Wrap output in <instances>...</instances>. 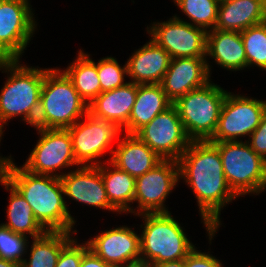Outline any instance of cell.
I'll list each match as a JSON object with an SVG mask.
<instances>
[{
    "label": "cell",
    "mask_w": 266,
    "mask_h": 267,
    "mask_svg": "<svg viewBox=\"0 0 266 267\" xmlns=\"http://www.w3.org/2000/svg\"><path fill=\"white\" fill-rule=\"evenodd\" d=\"M178 164L179 178H183L196 195L211 241L221 225V209L237 197L225 179L219 150L209 141H191Z\"/></svg>",
    "instance_id": "1"
},
{
    "label": "cell",
    "mask_w": 266,
    "mask_h": 267,
    "mask_svg": "<svg viewBox=\"0 0 266 267\" xmlns=\"http://www.w3.org/2000/svg\"><path fill=\"white\" fill-rule=\"evenodd\" d=\"M5 179L8 180L31 206L36 220L46 231H71L75 220L68 210L64 188L59 177L35 174L23 166L17 167L9 157Z\"/></svg>",
    "instance_id": "2"
},
{
    "label": "cell",
    "mask_w": 266,
    "mask_h": 267,
    "mask_svg": "<svg viewBox=\"0 0 266 267\" xmlns=\"http://www.w3.org/2000/svg\"><path fill=\"white\" fill-rule=\"evenodd\" d=\"M19 62L18 59L0 60V70L10 72L0 93L1 134H3V124H7L9 119L18 115L32 126L36 122L44 69L28 67Z\"/></svg>",
    "instance_id": "3"
},
{
    "label": "cell",
    "mask_w": 266,
    "mask_h": 267,
    "mask_svg": "<svg viewBox=\"0 0 266 267\" xmlns=\"http://www.w3.org/2000/svg\"><path fill=\"white\" fill-rule=\"evenodd\" d=\"M88 112L72 81L60 69H44L39 110L34 127L68 129Z\"/></svg>",
    "instance_id": "4"
},
{
    "label": "cell",
    "mask_w": 266,
    "mask_h": 267,
    "mask_svg": "<svg viewBox=\"0 0 266 267\" xmlns=\"http://www.w3.org/2000/svg\"><path fill=\"white\" fill-rule=\"evenodd\" d=\"M140 235L141 263L153 267L156 263L185 259L195 248L181 225L171 213H144Z\"/></svg>",
    "instance_id": "5"
},
{
    "label": "cell",
    "mask_w": 266,
    "mask_h": 267,
    "mask_svg": "<svg viewBox=\"0 0 266 267\" xmlns=\"http://www.w3.org/2000/svg\"><path fill=\"white\" fill-rule=\"evenodd\" d=\"M227 91L208 82L178 98L173 105L191 141H209L218 124Z\"/></svg>",
    "instance_id": "6"
},
{
    "label": "cell",
    "mask_w": 266,
    "mask_h": 267,
    "mask_svg": "<svg viewBox=\"0 0 266 267\" xmlns=\"http://www.w3.org/2000/svg\"><path fill=\"white\" fill-rule=\"evenodd\" d=\"M219 150L228 186L238 197L266 190V160L248 141L213 143Z\"/></svg>",
    "instance_id": "7"
},
{
    "label": "cell",
    "mask_w": 266,
    "mask_h": 267,
    "mask_svg": "<svg viewBox=\"0 0 266 267\" xmlns=\"http://www.w3.org/2000/svg\"><path fill=\"white\" fill-rule=\"evenodd\" d=\"M80 120L68 128L76 161L83 166L100 165L102 163L97 159H101L107 150L111 152V160V144L119 140L122 129L115 122L96 118L89 112Z\"/></svg>",
    "instance_id": "8"
},
{
    "label": "cell",
    "mask_w": 266,
    "mask_h": 267,
    "mask_svg": "<svg viewBox=\"0 0 266 267\" xmlns=\"http://www.w3.org/2000/svg\"><path fill=\"white\" fill-rule=\"evenodd\" d=\"M266 111V101L227 92L211 143L235 142L250 136Z\"/></svg>",
    "instance_id": "9"
},
{
    "label": "cell",
    "mask_w": 266,
    "mask_h": 267,
    "mask_svg": "<svg viewBox=\"0 0 266 267\" xmlns=\"http://www.w3.org/2000/svg\"><path fill=\"white\" fill-rule=\"evenodd\" d=\"M135 135L162 160L178 161L191 142L173 104L140 128Z\"/></svg>",
    "instance_id": "10"
},
{
    "label": "cell",
    "mask_w": 266,
    "mask_h": 267,
    "mask_svg": "<svg viewBox=\"0 0 266 267\" xmlns=\"http://www.w3.org/2000/svg\"><path fill=\"white\" fill-rule=\"evenodd\" d=\"M28 1L5 0L0 7V60H19L35 32Z\"/></svg>",
    "instance_id": "11"
},
{
    "label": "cell",
    "mask_w": 266,
    "mask_h": 267,
    "mask_svg": "<svg viewBox=\"0 0 266 267\" xmlns=\"http://www.w3.org/2000/svg\"><path fill=\"white\" fill-rule=\"evenodd\" d=\"M36 130L41 138L23 165L26 170L60 178L62 174H56L57 169L80 165L75 159L68 129L36 128Z\"/></svg>",
    "instance_id": "12"
},
{
    "label": "cell",
    "mask_w": 266,
    "mask_h": 267,
    "mask_svg": "<svg viewBox=\"0 0 266 267\" xmlns=\"http://www.w3.org/2000/svg\"><path fill=\"white\" fill-rule=\"evenodd\" d=\"M179 18L175 15L166 22L153 23L150 29L147 27L151 39L164 48L171 59L206 57L207 31Z\"/></svg>",
    "instance_id": "13"
},
{
    "label": "cell",
    "mask_w": 266,
    "mask_h": 267,
    "mask_svg": "<svg viewBox=\"0 0 266 267\" xmlns=\"http://www.w3.org/2000/svg\"><path fill=\"white\" fill-rule=\"evenodd\" d=\"M179 179L176 160H162L153 169L137 177L134 202H138V210L134 214L169 213L164 203Z\"/></svg>",
    "instance_id": "14"
},
{
    "label": "cell",
    "mask_w": 266,
    "mask_h": 267,
    "mask_svg": "<svg viewBox=\"0 0 266 267\" xmlns=\"http://www.w3.org/2000/svg\"><path fill=\"white\" fill-rule=\"evenodd\" d=\"M87 242L89 249L111 267L141 262L140 235L128 226L113 228Z\"/></svg>",
    "instance_id": "15"
},
{
    "label": "cell",
    "mask_w": 266,
    "mask_h": 267,
    "mask_svg": "<svg viewBox=\"0 0 266 267\" xmlns=\"http://www.w3.org/2000/svg\"><path fill=\"white\" fill-rule=\"evenodd\" d=\"M206 57H183L170 60L160 83L167 98L174 103L188 92L205 86L211 80Z\"/></svg>",
    "instance_id": "16"
},
{
    "label": "cell",
    "mask_w": 266,
    "mask_h": 267,
    "mask_svg": "<svg viewBox=\"0 0 266 267\" xmlns=\"http://www.w3.org/2000/svg\"><path fill=\"white\" fill-rule=\"evenodd\" d=\"M60 179L64 188V196L82 202V204L117 211L108 200L100 165L78 166V169L74 171L63 173Z\"/></svg>",
    "instance_id": "17"
},
{
    "label": "cell",
    "mask_w": 266,
    "mask_h": 267,
    "mask_svg": "<svg viewBox=\"0 0 266 267\" xmlns=\"http://www.w3.org/2000/svg\"><path fill=\"white\" fill-rule=\"evenodd\" d=\"M170 60L169 53L150 39L128 59L127 76L136 84H160Z\"/></svg>",
    "instance_id": "18"
},
{
    "label": "cell",
    "mask_w": 266,
    "mask_h": 267,
    "mask_svg": "<svg viewBox=\"0 0 266 267\" xmlns=\"http://www.w3.org/2000/svg\"><path fill=\"white\" fill-rule=\"evenodd\" d=\"M135 178L158 165L162 159L135 134H124L119 139L108 162Z\"/></svg>",
    "instance_id": "19"
},
{
    "label": "cell",
    "mask_w": 266,
    "mask_h": 267,
    "mask_svg": "<svg viewBox=\"0 0 266 267\" xmlns=\"http://www.w3.org/2000/svg\"><path fill=\"white\" fill-rule=\"evenodd\" d=\"M137 84L125 85L100 93L89 105L88 112L94 117L115 122L121 129L128 123L136 101Z\"/></svg>",
    "instance_id": "20"
},
{
    "label": "cell",
    "mask_w": 266,
    "mask_h": 267,
    "mask_svg": "<svg viewBox=\"0 0 266 267\" xmlns=\"http://www.w3.org/2000/svg\"><path fill=\"white\" fill-rule=\"evenodd\" d=\"M266 21V0H227L219 3L214 29L242 32Z\"/></svg>",
    "instance_id": "21"
},
{
    "label": "cell",
    "mask_w": 266,
    "mask_h": 267,
    "mask_svg": "<svg viewBox=\"0 0 266 267\" xmlns=\"http://www.w3.org/2000/svg\"><path fill=\"white\" fill-rule=\"evenodd\" d=\"M210 56L222 68L238 71L247 67L241 33L212 29L207 31L206 57Z\"/></svg>",
    "instance_id": "22"
},
{
    "label": "cell",
    "mask_w": 266,
    "mask_h": 267,
    "mask_svg": "<svg viewBox=\"0 0 266 267\" xmlns=\"http://www.w3.org/2000/svg\"><path fill=\"white\" fill-rule=\"evenodd\" d=\"M172 104L161 84H137L136 101L132 107L129 121L122 131L135 134Z\"/></svg>",
    "instance_id": "23"
},
{
    "label": "cell",
    "mask_w": 266,
    "mask_h": 267,
    "mask_svg": "<svg viewBox=\"0 0 266 267\" xmlns=\"http://www.w3.org/2000/svg\"><path fill=\"white\" fill-rule=\"evenodd\" d=\"M105 164L106 162H103V165L100 164V172L110 204L118 213H134L135 209L131 208L130 203L134 202L136 178L117 168L110 161L108 164L112 168Z\"/></svg>",
    "instance_id": "24"
},
{
    "label": "cell",
    "mask_w": 266,
    "mask_h": 267,
    "mask_svg": "<svg viewBox=\"0 0 266 267\" xmlns=\"http://www.w3.org/2000/svg\"><path fill=\"white\" fill-rule=\"evenodd\" d=\"M1 185L6 187V190H10L9 206L7 207V218L9 222L3 223L4 227L10 229L14 233L24 235L31 238L42 236L46 230L36 220L31 206L20 194V192L4 179ZM28 233V234H26Z\"/></svg>",
    "instance_id": "25"
},
{
    "label": "cell",
    "mask_w": 266,
    "mask_h": 267,
    "mask_svg": "<svg viewBox=\"0 0 266 267\" xmlns=\"http://www.w3.org/2000/svg\"><path fill=\"white\" fill-rule=\"evenodd\" d=\"M89 56L80 49L77 59L63 71L88 105L101 93L97 63Z\"/></svg>",
    "instance_id": "26"
},
{
    "label": "cell",
    "mask_w": 266,
    "mask_h": 267,
    "mask_svg": "<svg viewBox=\"0 0 266 267\" xmlns=\"http://www.w3.org/2000/svg\"><path fill=\"white\" fill-rule=\"evenodd\" d=\"M70 232L46 231L33 238L30 258L24 259L21 267H55L61 249L72 239Z\"/></svg>",
    "instance_id": "27"
},
{
    "label": "cell",
    "mask_w": 266,
    "mask_h": 267,
    "mask_svg": "<svg viewBox=\"0 0 266 267\" xmlns=\"http://www.w3.org/2000/svg\"><path fill=\"white\" fill-rule=\"evenodd\" d=\"M174 3L188 16L193 26L206 31L215 28L218 15V0H173ZM209 29V30H208Z\"/></svg>",
    "instance_id": "28"
},
{
    "label": "cell",
    "mask_w": 266,
    "mask_h": 267,
    "mask_svg": "<svg viewBox=\"0 0 266 267\" xmlns=\"http://www.w3.org/2000/svg\"><path fill=\"white\" fill-rule=\"evenodd\" d=\"M241 33L247 67L257 65L266 70V21L250 26Z\"/></svg>",
    "instance_id": "29"
},
{
    "label": "cell",
    "mask_w": 266,
    "mask_h": 267,
    "mask_svg": "<svg viewBox=\"0 0 266 267\" xmlns=\"http://www.w3.org/2000/svg\"><path fill=\"white\" fill-rule=\"evenodd\" d=\"M97 72L101 93L121 87L127 83L124 82V77L128 75L127 64L121 67L114 57H106L99 60Z\"/></svg>",
    "instance_id": "30"
},
{
    "label": "cell",
    "mask_w": 266,
    "mask_h": 267,
    "mask_svg": "<svg viewBox=\"0 0 266 267\" xmlns=\"http://www.w3.org/2000/svg\"><path fill=\"white\" fill-rule=\"evenodd\" d=\"M27 239L0 224V258L21 264L29 244Z\"/></svg>",
    "instance_id": "31"
},
{
    "label": "cell",
    "mask_w": 266,
    "mask_h": 267,
    "mask_svg": "<svg viewBox=\"0 0 266 267\" xmlns=\"http://www.w3.org/2000/svg\"><path fill=\"white\" fill-rule=\"evenodd\" d=\"M71 239L62 249L55 267H79L83 254L89 249L87 241L81 245Z\"/></svg>",
    "instance_id": "32"
},
{
    "label": "cell",
    "mask_w": 266,
    "mask_h": 267,
    "mask_svg": "<svg viewBox=\"0 0 266 267\" xmlns=\"http://www.w3.org/2000/svg\"><path fill=\"white\" fill-rule=\"evenodd\" d=\"M248 143L251 149L266 160V111L264 112L259 126L249 136Z\"/></svg>",
    "instance_id": "33"
},
{
    "label": "cell",
    "mask_w": 266,
    "mask_h": 267,
    "mask_svg": "<svg viewBox=\"0 0 266 267\" xmlns=\"http://www.w3.org/2000/svg\"><path fill=\"white\" fill-rule=\"evenodd\" d=\"M184 267H223L219 259L194 248L184 259Z\"/></svg>",
    "instance_id": "34"
},
{
    "label": "cell",
    "mask_w": 266,
    "mask_h": 267,
    "mask_svg": "<svg viewBox=\"0 0 266 267\" xmlns=\"http://www.w3.org/2000/svg\"><path fill=\"white\" fill-rule=\"evenodd\" d=\"M79 267H111L103 259L88 249L82 256Z\"/></svg>",
    "instance_id": "35"
},
{
    "label": "cell",
    "mask_w": 266,
    "mask_h": 267,
    "mask_svg": "<svg viewBox=\"0 0 266 267\" xmlns=\"http://www.w3.org/2000/svg\"><path fill=\"white\" fill-rule=\"evenodd\" d=\"M153 267H184V259L156 263Z\"/></svg>",
    "instance_id": "36"
},
{
    "label": "cell",
    "mask_w": 266,
    "mask_h": 267,
    "mask_svg": "<svg viewBox=\"0 0 266 267\" xmlns=\"http://www.w3.org/2000/svg\"><path fill=\"white\" fill-rule=\"evenodd\" d=\"M3 134L0 133V141ZM9 158L0 157V183L5 179V171Z\"/></svg>",
    "instance_id": "37"
},
{
    "label": "cell",
    "mask_w": 266,
    "mask_h": 267,
    "mask_svg": "<svg viewBox=\"0 0 266 267\" xmlns=\"http://www.w3.org/2000/svg\"><path fill=\"white\" fill-rule=\"evenodd\" d=\"M0 267H21V264L0 258Z\"/></svg>",
    "instance_id": "38"
},
{
    "label": "cell",
    "mask_w": 266,
    "mask_h": 267,
    "mask_svg": "<svg viewBox=\"0 0 266 267\" xmlns=\"http://www.w3.org/2000/svg\"><path fill=\"white\" fill-rule=\"evenodd\" d=\"M123 267H151V266L140 262V263H137V264L123 266Z\"/></svg>",
    "instance_id": "39"
},
{
    "label": "cell",
    "mask_w": 266,
    "mask_h": 267,
    "mask_svg": "<svg viewBox=\"0 0 266 267\" xmlns=\"http://www.w3.org/2000/svg\"><path fill=\"white\" fill-rule=\"evenodd\" d=\"M4 1L5 0H0V7L2 6V4H3Z\"/></svg>",
    "instance_id": "40"
},
{
    "label": "cell",
    "mask_w": 266,
    "mask_h": 267,
    "mask_svg": "<svg viewBox=\"0 0 266 267\" xmlns=\"http://www.w3.org/2000/svg\"><path fill=\"white\" fill-rule=\"evenodd\" d=\"M224 1H227V0H218L219 3L224 2Z\"/></svg>",
    "instance_id": "41"
}]
</instances>
